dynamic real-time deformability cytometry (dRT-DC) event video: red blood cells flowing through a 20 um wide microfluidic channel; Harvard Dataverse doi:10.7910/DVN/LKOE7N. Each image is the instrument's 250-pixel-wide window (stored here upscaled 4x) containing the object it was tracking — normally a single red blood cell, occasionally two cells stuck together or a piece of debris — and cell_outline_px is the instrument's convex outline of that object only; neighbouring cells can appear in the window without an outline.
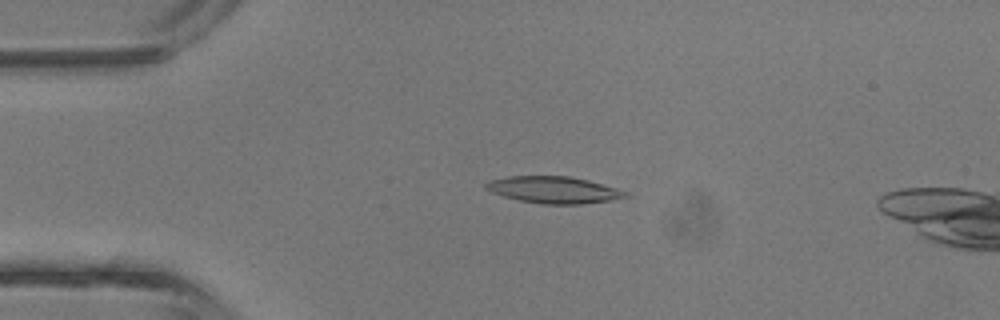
{"species": "common noctule bat (a hibernating species)", "species_latin": "Nyctalus noctula", "temperature_condition": "room temperature", "stored_images_in_passage": 32, "camera_frame_rate_fps": 3000, "um_per_image_px": 0.085, "animal": {"sex": "male", "body_mass_g": 13.3}, "frame": {"image": 1, "passage_image": 1, "time_ms": 0.0, "image_size_px": [1000, 320], "cell_outline_px": [[632, 196], [608, 200], [580, 204], [544, 204], [520, 200], [504, 196], [492, 192], [484, 188], [484, 184], [488, 180], [508, 176], [568, 176], [588, 180], [616, 188], [628, 192]], "centroid_in_image_um": [47.05, 16.13], "position_along_channel_um": 37.9, "area_um2": 21.68}}
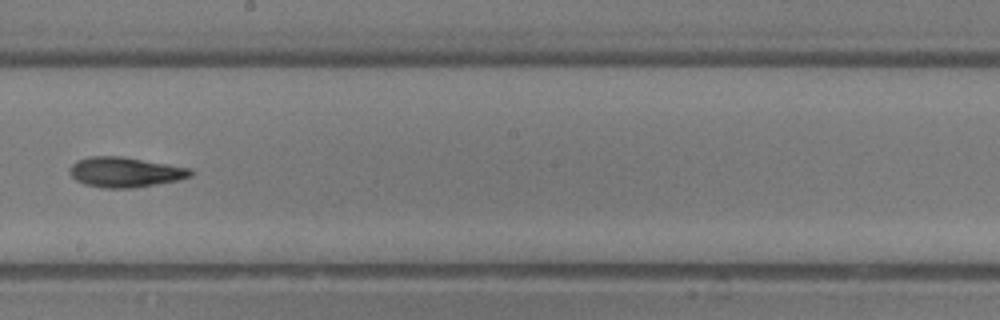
{"frame": {"image": 2, "passage_image": 15, "time_ms": 4.667, "image_size_px": [1000, 320], "cell_outline_px": [[196, 172], [192, 176], [176, 180], [132, 188], [104, 188], [84, 184], [76, 180], [68, 172], [68, 168], [76, 160], [88, 156], [124, 156], [192, 168]], "centroid_in_image_um": [10.63, 14.61], "position_along_channel_um": 237.6, "area_um2": 21.44}}
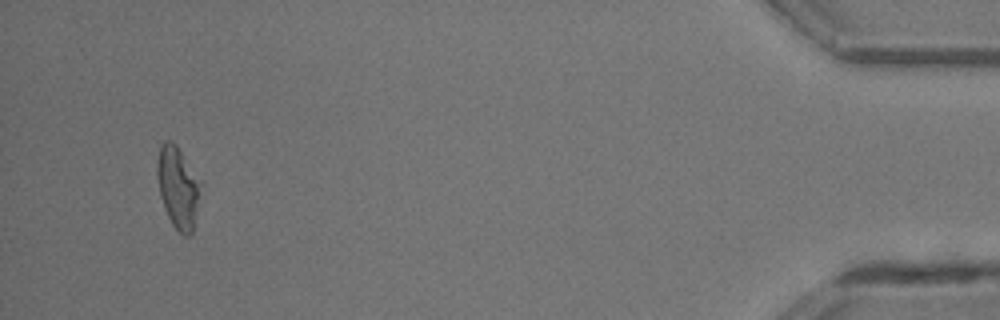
{"frame": {"image": 3, "passage_image": 31, "time_ms": 10.0, "image_size_px": [1000, 320], "cell_outline_px": [[200, 184], [192, 232], [188, 236], [184, 236], [172, 224], [168, 216], [160, 196], [156, 176], [156, 164], [160, 144], [168, 140], [172, 140], [176, 144], [200, 180]], "centroid_in_image_um": [15.07, 15.87], "position_along_channel_um": 420.1, "area_um2": 20.29}}